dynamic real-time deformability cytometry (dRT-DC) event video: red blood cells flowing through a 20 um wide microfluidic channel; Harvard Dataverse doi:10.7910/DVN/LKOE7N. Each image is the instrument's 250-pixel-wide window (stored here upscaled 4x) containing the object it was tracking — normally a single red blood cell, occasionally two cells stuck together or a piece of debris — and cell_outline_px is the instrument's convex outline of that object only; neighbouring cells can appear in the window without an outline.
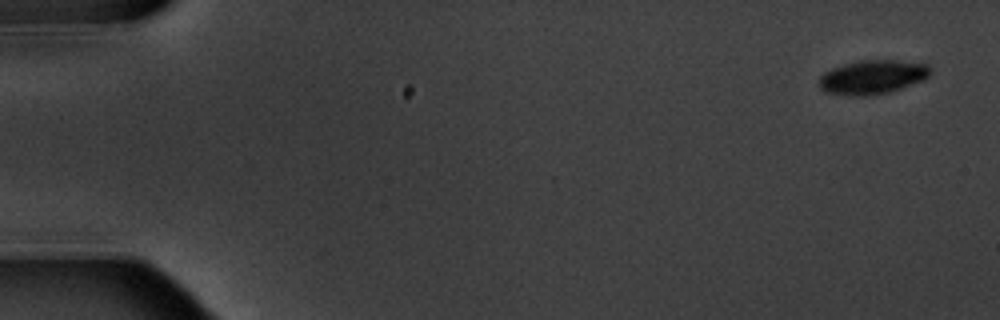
{"species": "common noctule bat (a hibernating species)", "species_latin": "Nyctalus noctula", "temperature_condition": "warm", "stored_images_in_passage": 11, "camera_frame_rate_fps": 3000, "um_per_image_px": 0.085, "animal": {"sex": "male", "body_mass_g": 20.1, "forearm_length_mm": 53.5}, "frame": {"image": 1, "passage_image": 1, "time_ms": 0.0, "image_size_px": [1000, 320], "cell_outline_px": [[932, 72], [924, 80], [892, 92], [864, 96], [848, 96], [828, 92], [820, 88], [820, 76], [824, 72], [832, 68], [844, 64], [860, 60], [892, 60], [928, 64], [932, 68]], "centroid_in_image_um": [74.2, 6.55], "position_along_channel_um": 10.8, "area_um2": 22.2}}
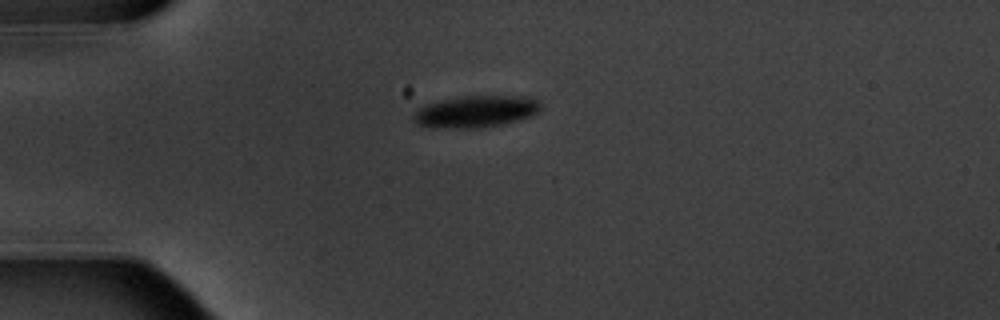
{"frame": {"image": 2, "passage_image": 4, "time_ms": 4.333, "image_size_px": [1000, 320], "cell_outline_px": [[540, 112], [532, 116], [504, 124], [480, 128], [452, 128], [420, 124], [412, 116], [424, 104], [464, 96], [528, 96], [540, 100]], "centroid_in_image_um": [40.56, 9.47], "position_along_channel_um": 44.4, "area_um2": 23.35}}
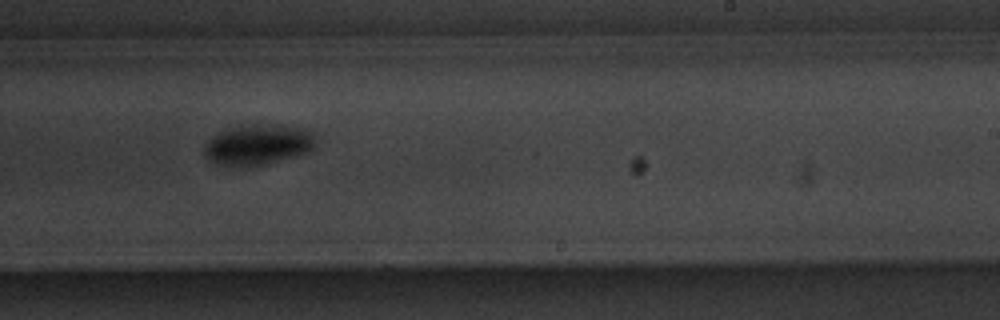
{"frame": {"image": 3, "passage_image": 10, "time_ms": 11.333, "image_size_px": [1000, 320], "cell_outline_px": [[316, 144], [308, 152], [264, 164], [216, 164], [208, 160], [204, 156], [204, 148], [208, 140], [212, 136], [228, 128], [240, 124], [272, 124], [304, 128], [316, 132]], "centroid_in_image_um": [21.96, 12.24], "position_along_channel_um": 267.0, "area_um2": 26.18}}